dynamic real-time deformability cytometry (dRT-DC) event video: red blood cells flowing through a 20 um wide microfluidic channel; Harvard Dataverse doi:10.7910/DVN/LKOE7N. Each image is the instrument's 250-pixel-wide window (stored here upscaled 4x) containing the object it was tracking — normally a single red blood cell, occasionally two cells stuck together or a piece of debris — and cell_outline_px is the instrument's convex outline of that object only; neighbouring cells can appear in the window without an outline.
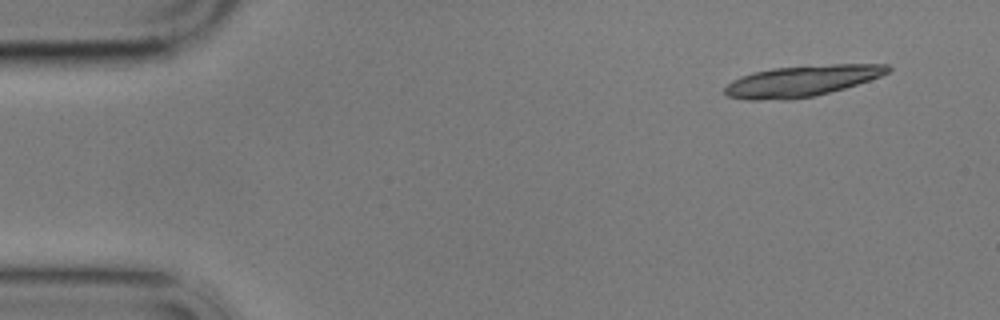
{"species": "common noctule bat (a hibernating species)", "species_latin": "Nyctalus noctula", "temperature_condition": "cold", "stored_images_in_passage": 9, "camera_frame_rate_fps": 3000, "um_per_image_px": 0.085, "animal": {"sex": "male", "body_mass_g": 17.9}, "frame": {"image": 1, "passage_image": 1, "time_ms": 0.0, "image_size_px": [1000, 320], "cell_outline_px": [[892, 68], [888, 72], [880, 76], [844, 88], [812, 96], [788, 100], [748, 100], [728, 96], [724, 92], [724, 88], [732, 80], [740, 76], [752, 72], [772, 68], [832, 64], [888, 64]], "centroid_in_image_um": [68.11, 6.88], "position_along_channel_um": 16.9, "area_um2": 29.36}}
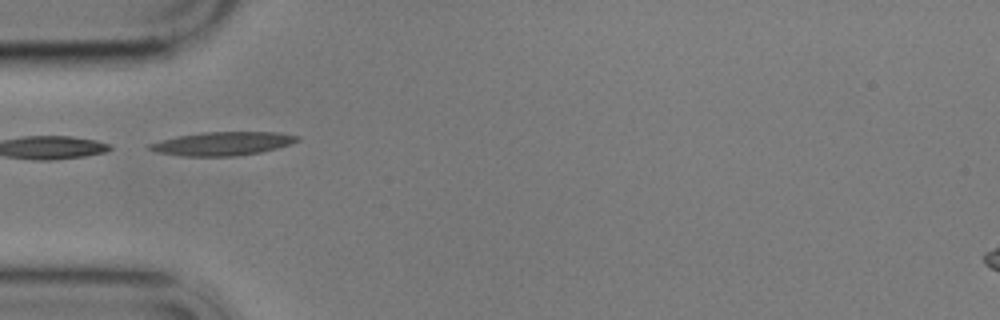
{"frame": {"image": 2, "passage_image": 4, "time_ms": 4.333, "image_size_px": [1000, 320], "cell_outline_px": [[300, 140], [292, 144], [260, 152], [236, 156], [184, 156], [156, 152], [148, 148], [148, 144], [160, 140], [176, 136], [200, 132], [280, 132], [300, 136]], "centroid_in_image_um": [18.93, 12.2], "position_along_channel_um": 66.1, "area_um2": 20.4}}
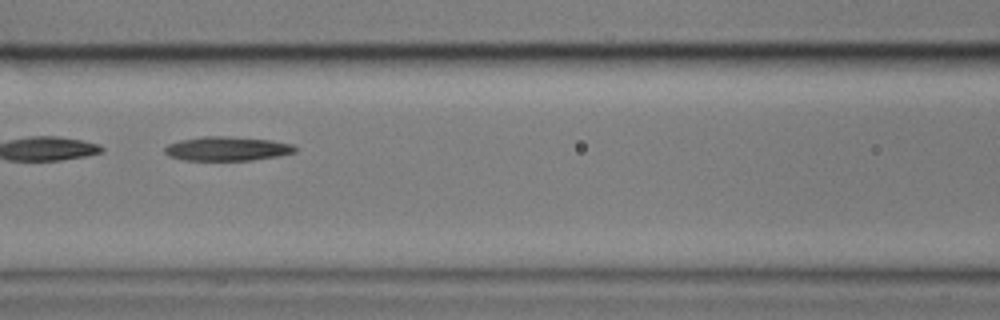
{"frame": {"image": 3, "passage_image": 6, "time_ms": 6.667, "image_size_px": [1000, 320], "cell_outline_px": [[296, 152], [280, 156], [252, 160], [184, 160], [168, 156], [164, 152], [164, 148], [168, 144], [180, 140], [204, 136], [228, 136], [272, 140], [292, 144], [296, 148]], "centroid_in_image_um": [19.31, 12.64], "position_along_channel_um": 147.3, "area_um2": 18.44}}